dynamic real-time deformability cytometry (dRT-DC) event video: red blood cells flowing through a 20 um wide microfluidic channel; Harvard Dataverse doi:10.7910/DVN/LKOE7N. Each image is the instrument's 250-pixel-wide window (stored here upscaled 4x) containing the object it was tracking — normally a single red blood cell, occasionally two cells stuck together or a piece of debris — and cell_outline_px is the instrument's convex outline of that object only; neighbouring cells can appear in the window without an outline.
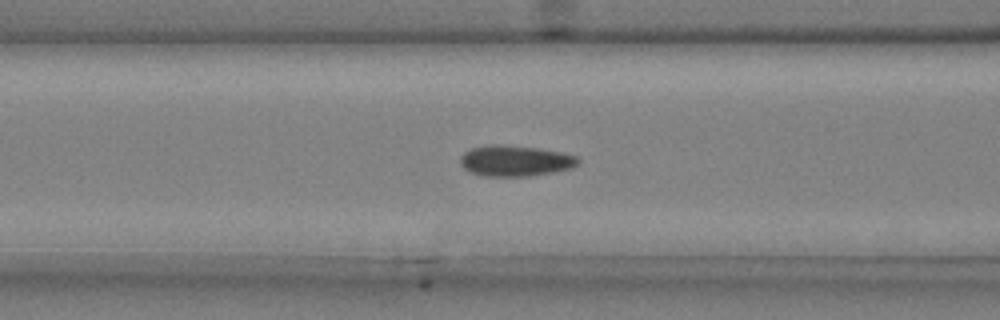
{"species": "common noctule bat (a hibernating species)", "species_latin": "Nyctalus noctula", "temperature_condition": "cold", "stored_images_in_passage": 36, "camera_frame_rate_fps": 3000, "um_per_image_px": 0.085, "animal": {"sex": "male", "body_mass_g": 20.4}, "frame": {"image": 1, "passage_image": 6, "time_ms": 1.667, "image_size_px": [1000, 320], "cell_outline_px": [[580, 164], [572, 168], [552, 172], [528, 176], [484, 176], [468, 172], [460, 164], [460, 156], [464, 152], [472, 148], [492, 144], [500, 144], [536, 148], [564, 152], [576, 156], [580, 160]], "centroid_in_image_um": [43.79, 13.67], "position_along_channel_um": 122.8, "area_um2": 21.33}}
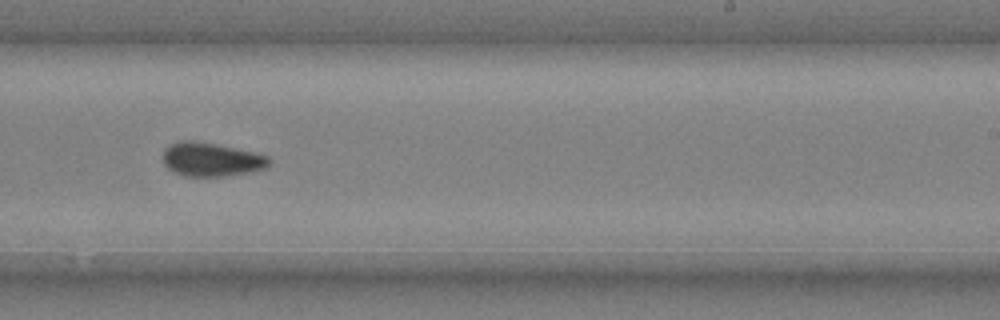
{"frame": {"image": 2, "passage_image": 18, "time_ms": 5.667, "image_size_px": [1000, 320], "cell_outline_px": [[272, 160], [268, 168], [252, 172], [224, 176], [184, 176], [168, 168], [164, 164], [164, 148], [168, 144], [180, 140], [192, 140], [216, 144], [252, 152], [268, 156]], "centroid_in_image_um": [17.98, 13.55], "position_along_channel_um": 271.0, "area_um2": 20.98}}
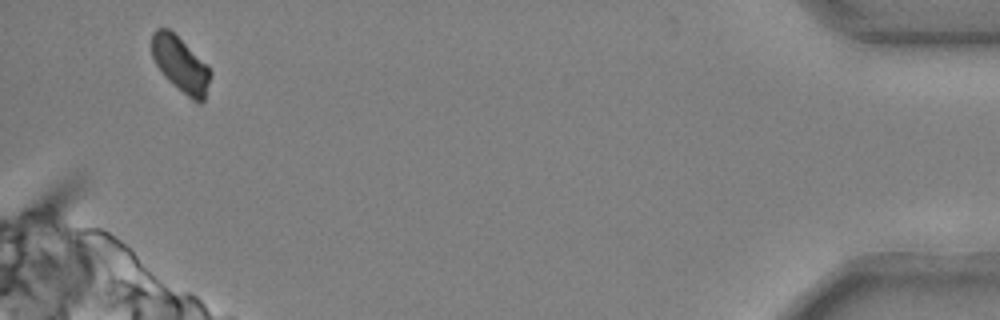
{"frame": {"image": 3, "passage_image": 35, "time_ms": 11.333, "image_size_px": [1000, 320], "cell_outline_px": [[212, 72], [204, 100], [200, 104], [192, 100], [172, 84], [164, 76], [156, 64], [152, 56], [152, 32], [156, 28], [168, 28], [208, 64]], "centroid_in_image_um": [15.36, 5.49], "position_along_channel_um": 419.8, "area_um2": 18.96}, "authors_computed_cell_mechanics": {"area_um2": 20.7791, "velocity_mm_per_s": 3.7114, "shape_relaxation_time_tau1_ms": 6.4244, "shape_relaxation_time_tau2_ms": 1.7734, "deformation_change_tau1": 0.118, "deformation_change_tau2": 0.0543}}